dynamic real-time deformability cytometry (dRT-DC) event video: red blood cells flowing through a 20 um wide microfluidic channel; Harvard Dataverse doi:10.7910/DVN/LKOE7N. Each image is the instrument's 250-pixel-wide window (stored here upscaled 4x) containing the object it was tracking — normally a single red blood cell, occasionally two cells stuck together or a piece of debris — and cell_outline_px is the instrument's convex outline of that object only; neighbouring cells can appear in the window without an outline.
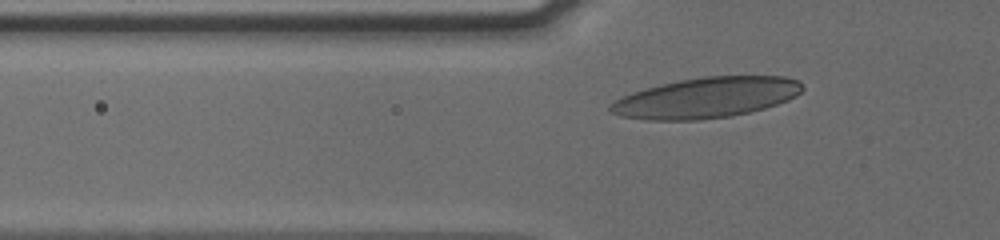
{"species": "human", "species_latin": "Homo sapiens", "temperature_condition": "cold", "stored_images_in_passage": 40, "camera_frame_rate_fps": 3000, "um_per_image_px": 0.085, "donor": {"sex": "male"}, "frame": {"image": 1, "passage_image": 11, "time_ms": 3.333, "image_size_px": [1000, 240], "cell_outline_px": [[804, 88], [796, 96], [788, 100], [764, 108], [748, 112], [728, 116], [700, 120], [648, 120], [620, 116], [608, 112], [608, 104], [632, 92], [644, 88], [660, 84], [680, 80], [704, 76], [784, 76], [796, 80]], "centroid_in_image_um": [59.98, 8.3], "position_along_channel_um": 65.8, "area_um2": 45.26}}
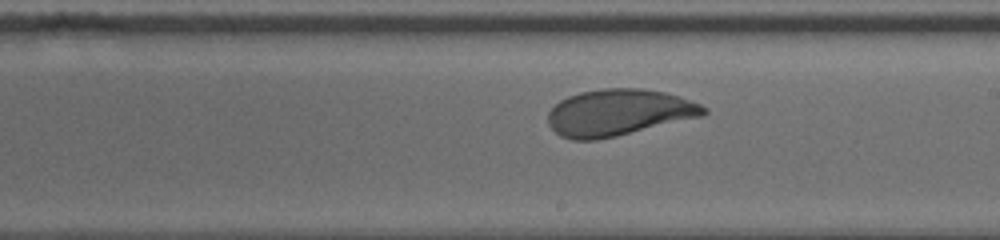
{"frame": {"image": 2, "passage_image": 25, "time_ms": 8.0, "image_size_px": [1000, 240], "cell_outline_px": [[708, 112], [700, 116], [616, 136], [596, 140], [572, 140], [560, 136], [548, 124], [548, 112], [560, 100], [568, 96], [580, 92], [600, 88], [640, 88], [664, 92], [680, 96], [700, 104], [708, 108]], "centroid_in_image_um": [52.55, 9.56], "position_along_channel_um": 236.4, "area_um2": 42.02}}
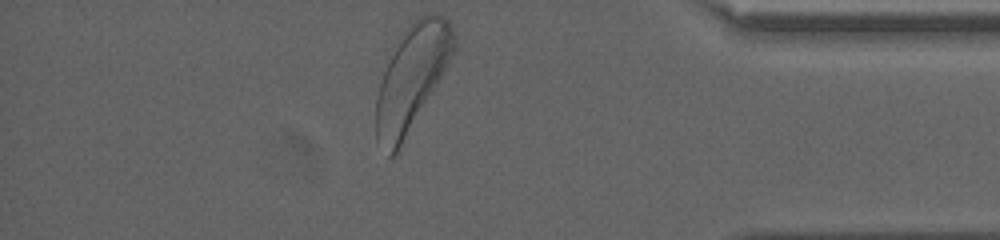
{"frame": {"image": 3, "passage_image": 40, "time_ms": 13.0, "image_size_px": [1000, 240], "cell_outline_px": [[456, 48], [436, 84], [400, 148], [392, 156], [388, 156], [376, 144], [376, 96], [384, 72], [396, 40], [424, 12], [432, 12], [448, 20], [456, 36]], "centroid_in_image_um": [34.98, 6.62], "position_along_channel_um": 400.2, "area_um2": 46.88}, "authors_computed_cell_mechanics": {"area_um2": 42.0206, "velocity_mm_per_s": 3.7646, "shape_relaxation_time_tau1_ms": 3.1372, "shape_relaxation_time_tau2_ms": 0.8013, "deformation_change_tau1": 0.1427, "deformation_change_tau2": 0.0681}}